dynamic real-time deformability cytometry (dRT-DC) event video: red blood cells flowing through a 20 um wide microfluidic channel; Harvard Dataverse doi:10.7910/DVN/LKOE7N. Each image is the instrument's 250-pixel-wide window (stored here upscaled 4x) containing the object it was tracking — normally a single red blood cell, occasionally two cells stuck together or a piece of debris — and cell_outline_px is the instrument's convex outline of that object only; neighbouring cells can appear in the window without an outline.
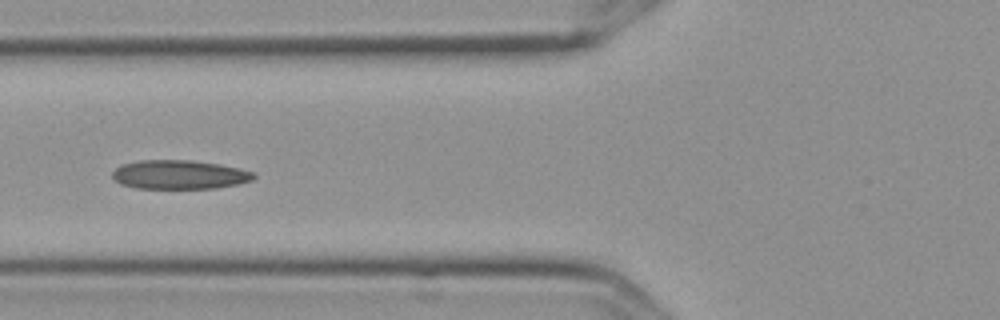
{"species": "Egyptian fruit bat (a non-hibernating species)", "species_latin": "Rousettus aegyptiacus", "temperature_condition": "cold", "stored_images_in_passage": 5, "camera_frame_rate_fps": 3000, "um_per_image_px": 0.085, "frame": {"image": 1, "passage_image": 4, "time_ms": 1.0, "image_size_px": [1000, 320], "cell_outline_px": [[256, 176], [252, 180], [236, 184], [216, 188], [136, 188], [120, 184], [112, 176], [112, 172], [116, 168], [124, 164], [140, 160], [192, 160], [220, 164], [240, 168], [256, 172]], "centroid_in_image_um": [15.28, 14.84], "position_along_channel_um": 110.5, "area_um2": 23.87}}
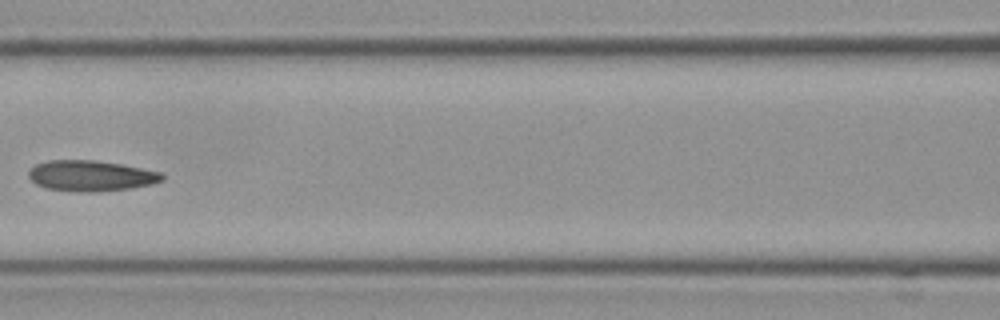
{"frame": {"image": 2, "passage_image": 5, "time_ms": 1.333, "image_size_px": [1000, 320], "cell_outline_px": [[164, 180], [152, 184], [132, 188], [92, 192], [76, 192], [48, 188], [36, 184], [28, 176], [28, 172], [36, 164], [48, 160], [96, 160], [120, 164], [160, 172], [164, 176]], "centroid_in_image_um": [7.73, 14.94], "position_along_channel_um": 158.9, "area_um2": 23.81}}